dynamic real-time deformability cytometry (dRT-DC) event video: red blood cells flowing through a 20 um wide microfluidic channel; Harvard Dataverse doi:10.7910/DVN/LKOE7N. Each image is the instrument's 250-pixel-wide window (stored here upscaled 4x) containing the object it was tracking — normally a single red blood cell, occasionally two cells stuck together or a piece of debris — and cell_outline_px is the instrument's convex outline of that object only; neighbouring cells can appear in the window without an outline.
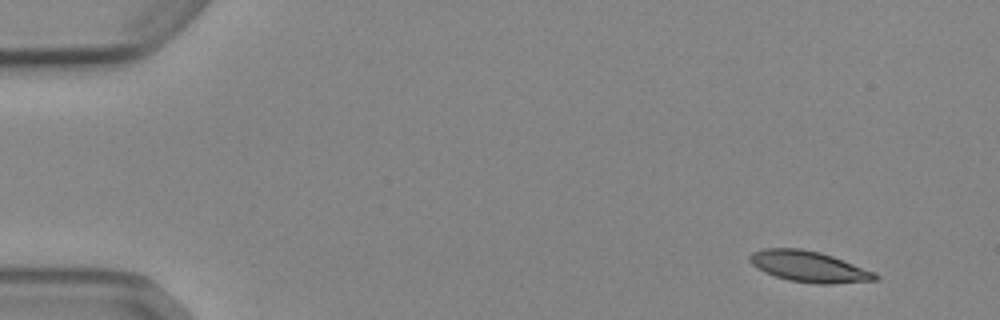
{"species": "Egyptian fruit bat (a non-hibernating species)", "species_latin": "Rousettus aegyptiacus", "temperature_condition": "cold", "stored_images_in_passage": 5, "camera_frame_rate_fps": 3000, "um_per_image_px": 0.085, "animal": {"sex": "female"}, "frame": {"image": 1, "passage_image": 1, "time_ms": 0.0, "image_size_px": [1000, 320], "cell_outline_px": [[880, 276], [876, 280], [832, 284], [816, 284], [788, 280], [764, 272], [756, 268], [748, 260], [748, 256], [752, 252], [764, 248], [800, 248], [820, 252], [832, 256], [876, 272]], "centroid_in_image_um": [68.75, 22.66], "position_along_channel_um": 16.3, "area_um2": 22.77}}
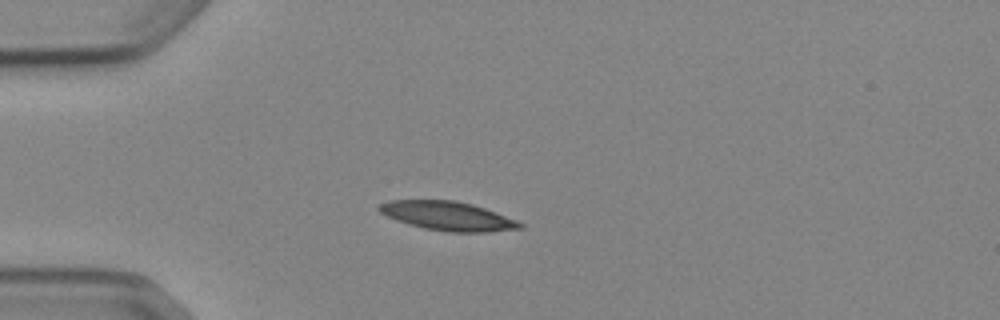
{"frame": {"image": 2, "passage_image": 4, "time_ms": 3.333, "image_size_px": [1000, 320], "cell_outline_px": [[524, 228], [488, 232], [448, 232], [424, 228], [396, 220], [380, 212], [376, 208], [380, 204], [388, 200], [456, 200], [472, 204], [496, 212], [516, 220], [524, 224]], "centroid_in_image_um": [38.07, 18.36], "position_along_channel_um": 46.9, "area_um2": 23.76}}
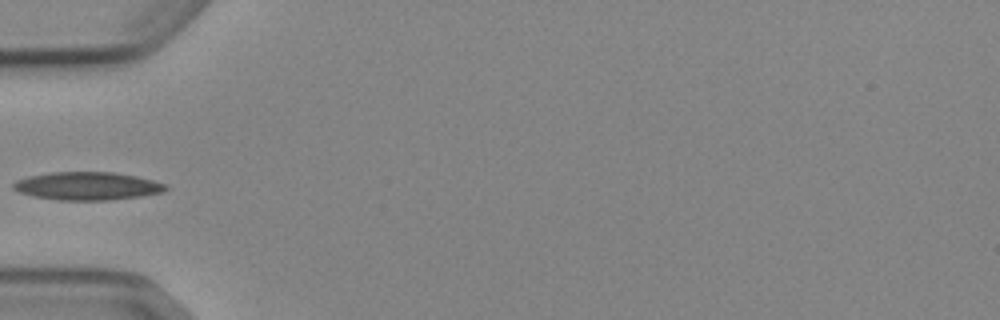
{"frame": {"image": 3, "passage_image": 5, "time_ms": 4.667, "image_size_px": [1000, 320], "cell_outline_px": [[168, 188], [164, 192], [140, 196], [108, 200], [56, 200], [32, 196], [20, 192], [12, 188], [12, 184], [16, 180], [28, 176], [52, 172], [116, 172], [136, 176], [152, 180], [164, 184]], "centroid_in_image_um": [7.39, 15.81], "position_along_channel_um": 77.6, "area_um2": 24.91}}